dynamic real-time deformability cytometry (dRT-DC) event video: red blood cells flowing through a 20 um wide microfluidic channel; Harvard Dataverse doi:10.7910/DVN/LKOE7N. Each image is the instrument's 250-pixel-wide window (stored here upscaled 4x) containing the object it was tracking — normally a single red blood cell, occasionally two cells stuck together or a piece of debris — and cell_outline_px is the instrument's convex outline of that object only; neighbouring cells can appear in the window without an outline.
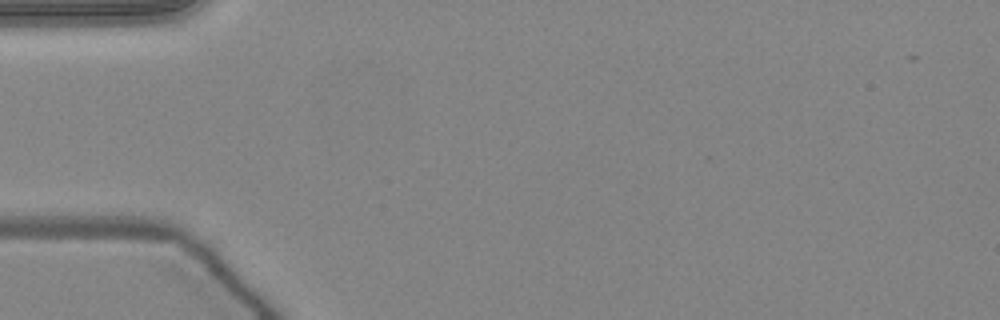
{"species": "common noctule bat (a hibernating species)", "species_latin": "Nyctalus noctula", "temperature_condition": "warm", "stored_images_in_passage": 3, "camera_frame_rate_fps": 3000, "um_per_image_px": 0.085, "animal": {"sex": "female", "body_mass_g": 24.6, "forearm_length_mm": 56.2}, "frame": {"image": 1, "passage_image": 1, "time_ms": 0.0, "image_size_px": [1000, 320], "cell_outline_px": [[200, 284], [196, 284], [52, 260], [40, 256], [64, 252], [164, 252], [172, 256], [184, 264], [200, 280]], "centroid_in_image_um": [11.22, 22.42], "position_along_channel_um": 73.8, "area_um2": 18.79}}